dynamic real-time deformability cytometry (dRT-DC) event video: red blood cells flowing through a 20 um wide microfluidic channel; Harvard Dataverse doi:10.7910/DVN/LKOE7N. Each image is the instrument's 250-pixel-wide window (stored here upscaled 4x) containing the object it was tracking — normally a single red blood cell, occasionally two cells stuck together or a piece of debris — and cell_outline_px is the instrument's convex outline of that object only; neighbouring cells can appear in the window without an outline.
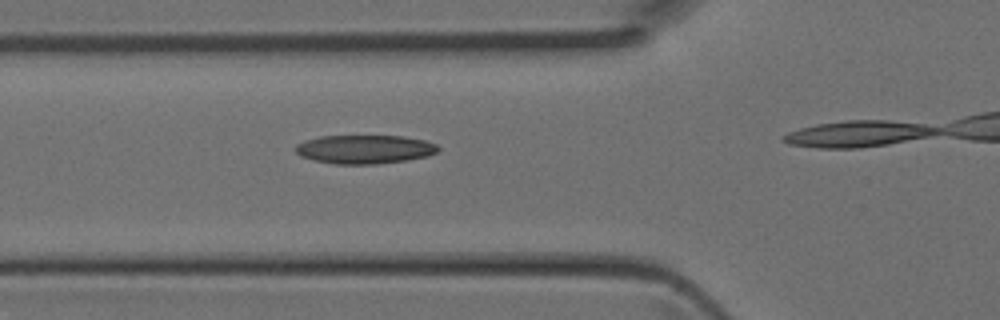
{"species": "Egyptian fruit bat (a non-hibernating species)", "species_latin": "Rousettus aegyptiacus", "temperature_condition": "room temperature", "stored_images_in_passage": 12, "camera_frame_rate_fps": 3000, "um_per_image_px": 0.085, "animal": {"sex": "female"}, "frame": {"image": 1, "passage_image": 9, "time_ms": 2.667, "image_size_px": [1000, 320], "cell_outline_px": [[440, 148], [436, 152], [428, 156], [408, 160], [376, 164], [336, 164], [316, 160], [300, 156], [296, 152], [296, 144], [304, 140], [320, 136], [404, 136], [424, 140], [436, 144]], "centroid_in_image_um": [31.0, 12.68], "position_along_channel_um": 94.8, "area_um2": 23.87}}